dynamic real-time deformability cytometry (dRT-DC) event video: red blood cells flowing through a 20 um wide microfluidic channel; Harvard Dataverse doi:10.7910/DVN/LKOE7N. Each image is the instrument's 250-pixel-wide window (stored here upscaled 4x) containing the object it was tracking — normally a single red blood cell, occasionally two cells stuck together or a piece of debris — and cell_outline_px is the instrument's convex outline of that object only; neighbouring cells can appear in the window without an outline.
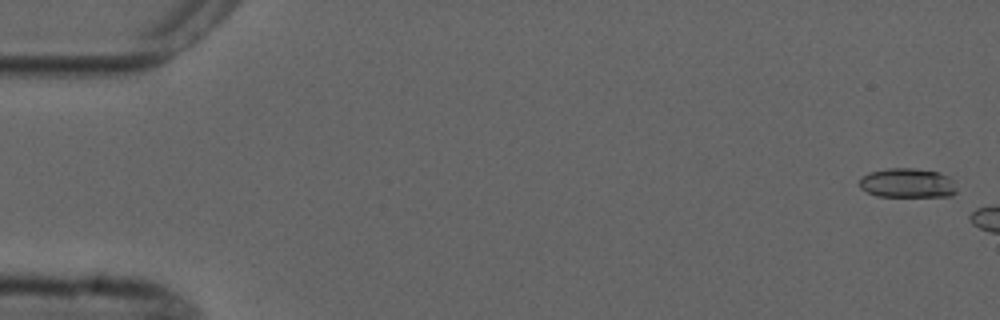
{"species": "common noctule bat (a hibernating species)", "species_latin": "Nyctalus noctula", "temperature_condition": "cold", "stored_images_in_passage": 2, "camera_frame_rate_fps": 3000, "um_per_image_px": 0.085, "animal": {"sex": "male", "forearm_length_mm": 52.5}, "frame": {"image": 1, "passage_image": 1, "time_ms": 0.0, "image_size_px": [1000, 320], "cell_outline_px": [[956, 192], [952, 196], [876, 196], [860, 188], [860, 180], [864, 176], [872, 172], [888, 168], [912, 168], [936, 172], [948, 176], [952, 180], [956, 188]], "centroid_in_image_um": [77.14, 15.57], "position_along_channel_um": 7.9, "area_um2": 16.42}}